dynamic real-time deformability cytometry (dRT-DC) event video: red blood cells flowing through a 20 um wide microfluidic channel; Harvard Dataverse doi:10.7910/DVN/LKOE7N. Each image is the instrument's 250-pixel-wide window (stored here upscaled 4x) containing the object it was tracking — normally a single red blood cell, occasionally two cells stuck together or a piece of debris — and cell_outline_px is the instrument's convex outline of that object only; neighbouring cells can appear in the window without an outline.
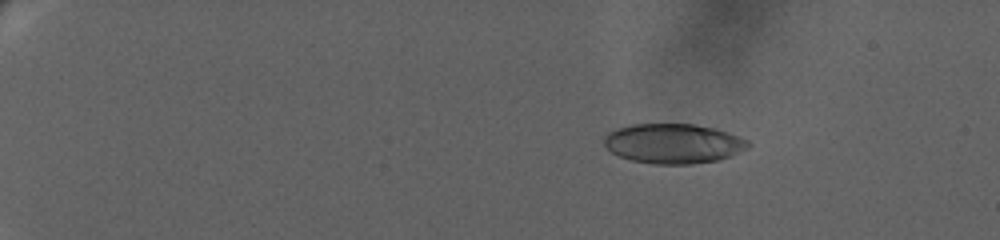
{"species": "human", "species_latin": "Homo sapiens", "temperature_condition": "warm", "stored_images_in_passage": 49, "camera_frame_rate_fps": 3000, "um_per_image_px": 0.085, "donor": {"sex": "female"}, "frame": {"image": 1, "passage_image": 5, "time_ms": 4.333, "image_size_px": [1000, 240], "cell_outline_px": [[752, 144], [748, 148], [732, 156], [720, 160], [692, 164], [652, 164], [632, 160], [620, 156], [612, 152], [604, 144], [604, 136], [608, 132], [632, 124], [696, 124], [716, 128], [740, 136], [748, 140]], "centroid_in_image_um": [57.3, 12.2], "position_along_channel_um": 27.7, "area_um2": 33.64}}
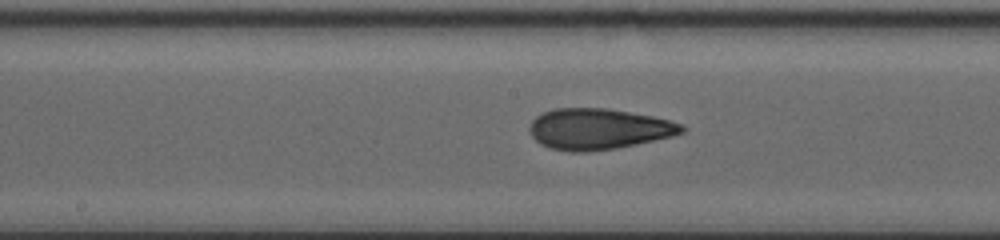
{"frame": {"image": 2, "passage_image": 28, "time_ms": 14.0, "image_size_px": [1000, 240], "cell_outline_px": [[688, 128], [684, 132], [672, 136], [636, 144], [616, 148], [584, 152], [568, 152], [548, 148], [540, 144], [532, 136], [528, 128], [532, 120], [536, 116], [552, 108], [608, 108], [652, 116], [684, 124]], "centroid_in_image_um": [50.86, 10.96], "position_along_channel_um": 197.3, "area_um2": 36.53}}
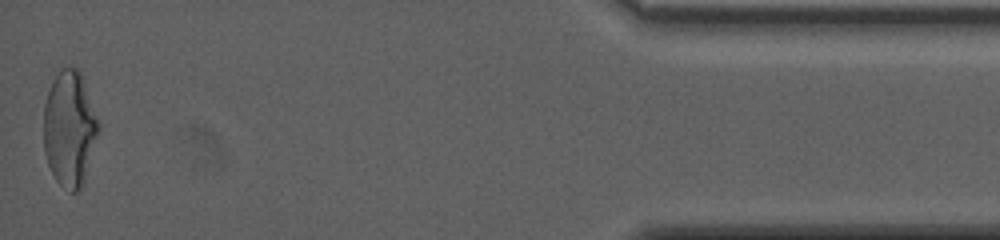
{"frame": {"image": 3, "passage_image": 49, "time_ms": 23.333, "image_size_px": [1000, 240], "cell_outline_px": [[100, 128], [84, 180], [80, 188], [76, 192], [72, 192], [60, 184], [56, 180], [48, 164], [44, 152], [44, 104], [52, 80], [60, 68], [76, 68], [80, 72], [84, 80], [100, 124]], "centroid_in_image_um": [5.91, 10.91], "position_along_channel_um": 429.3, "area_um2": 36.76}, "authors_computed_cell_mechanics": {"area_um2": 35.2002, "velocity_mm_per_s": 3.1687, "shape_relaxation_time_tau1_ms": null, "shape_relaxation_time_tau2_ms": 1.7758, "deformation_change_tau1": null, "deformation_change_tau2": 0.093}}